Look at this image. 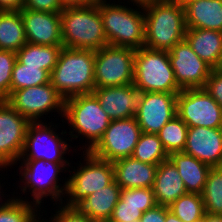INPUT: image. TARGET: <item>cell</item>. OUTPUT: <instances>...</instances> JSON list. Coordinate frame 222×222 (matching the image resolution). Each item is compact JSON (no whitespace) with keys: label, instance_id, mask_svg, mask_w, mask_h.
<instances>
[{"label":"cell","instance_id":"1","mask_svg":"<svg viewBox=\"0 0 222 222\" xmlns=\"http://www.w3.org/2000/svg\"><path fill=\"white\" fill-rule=\"evenodd\" d=\"M145 15V44L153 50L170 51L185 39V8L170 0H151L143 3Z\"/></svg>","mask_w":222,"mask_h":222},{"label":"cell","instance_id":"2","mask_svg":"<svg viewBox=\"0 0 222 222\" xmlns=\"http://www.w3.org/2000/svg\"><path fill=\"white\" fill-rule=\"evenodd\" d=\"M94 63V50L62 47L50 82L64 99L92 93L95 89Z\"/></svg>","mask_w":222,"mask_h":222},{"label":"cell","instance_id":"3","mask_svg":"<svg viewBox=\"0 0 222 222\" xmlns=\"http://www.w3.org/2000/svg\"><path fill=\"white\" fill-rule=\"evenodd\" d=\"M60 15L63 47L96 51L109 45L98 3L65 6Z\"/></svg>","mask_w":222,"mask_h":222},{"label":"cell","instance_id":"4","mask_svg":"<svg viewBox=\"0 0 222 222\" xmlns=\"http://www.w3.org/2000/svg\"><path fill=\"white\" fill-rule=\"evenodd\" d=\"M103 0L98 2L104 32L111 46L140 49L145 44L143 4L134 2L136 10ZM140 8L143 12L140 11ZM139 10V11H138Z\"/></svg>","mask_w":222,"mask_h":222},{"label":"cell","instance_id":"5","mask_svg":"<svg viewBox=\"0 0 222 222\" xmlns=\"http://www.w3.org/2000/svg\"><path fill=\"white\" fill-rule=\"evenodd\" d=\"M70 127V137H86V151H90L103 137L111 119L100 106L99 101L93 93L75 95L64 100V116ZM75 131V132H74ZM78 133L75 135L74 133ZM84 135V136H83ZM87 146V148H86Z\"/></svg>","mask_w":222,"mask_h":222},{"label":"cell","instance_id":"6","mask_svg":"<svg viewBox=\"0 0 222 222\" xmlns=\"http://www.w3.org/2000/svg\"><path fill=\"white\" fill-rule=\"evenodd\" d=\"M133 84L140 92L179 93L168 51L141 47L135 51Z\"/></svg>","mask_w":222,"mask_h":222},{"label":"cell","instance_id":"7","mask_svg":"<svg viewBox=\"0 0 222 222\" xmlns=\"http://www.w3.org/2000/svg\"><path fill=\"white\" fill-rule=\"evenodd\" d=\"M85 152V153H84ZM85 163L74 169L67 178L66 202L64 207L76 208L88 195L111 184L114 178L112 162L94 156L90 151H83ZM86 164V165H84ZM69 198V199H68Z\"/></svg>","mask_w":222,"mask_h":222},{"label":"cell","instance_id":"8","mask_svg":"<svg viewBox=\"0 0 222 222\" xmlns=\"http://www.w3.org/2000/svg\"><path fill=\"white\" fill-rule=\"evenodd\" d=\"M21 167L19 171L21 173V180L24 183L22 192L25 193L26 190H32L30 194L33 196V203L36 204L39 208L45 197H50L53 202L59 201L63 204L64 200L62 199L65 196L67 181L61 187L60 183L58 184L59 174L63 172L61 170L66 169L65 167L70 166L69 162H51L40 160H21ZM64 194V195H63Z\"/></svg>","mask_w":222,"mask_h":222},{"label":"cell","instance_id":"9","mask_svg":"<svg viewBox=\"0 0 222 222\" xmlns=\"http://www.w3.org/2000/svg\"><path fill=\"white\" fill-rule=\"evenodd\" d=\"M135 49L107 45L95 51V88L132 84Z\"/></svg>","mask_w":222,"mask_h":222},{"label":"cell","instance_id":"10","mask_svg":"<svg viewBox=\"0 0 222 222\" xmlns=\"http://www.w3.org/2000/svg\"><path fill=\"white\" fill-rule=\"evenodd\" d=\"M177 115L188 127L222 128V107L205 88L181 90Z\"/></svg>","mask_w":222,"mask_h":222},{"label":"cell","instance_id":"11","mask_svg":"<svg viewBox=\"0 0 222 222\" xmlns=\"http://www.w3.org/2000/svg\"><path fill=\"white\" fill-rule=\"evenodd\" d=\"M5 100L29 122H41V116L53 110L64 116L65 99L51 82L15 90Z\"/></svg>","mask_w":222,"mask_h":222},{"label":"cell","instance_id":"12","mask_svg":"<svg viewBox=\"0 0 222 222\" xmlns=\"http://www.w3.org/2000/svg\"><path fill=\"white\" fill-rule=\"evenodd\" d=\"M141 133V128L135 117L111 120L103 137L90 152L109 162L130 157Z\"/></svg>","mask_w":222,"mask_h":222},{"label":"cell","instance_id":"13","mask_svg":"<svg viewBox=\"0 0 222 222\" xmlns=\"http://www.w3.org/2000/svg\"><path fill=\"white\" fill-rule=\"evenodd\" d=\"M52 125L47 123L30 122L27 127L24 147L19 158L22 160H44L51 162H68L64 154L71 145L67 144L60 134L54 132ZM69 145V146H68ZM29 152V153H28ZM63 156V157H62Z\"/></svg>","mask_w":222,"mask_h":222},{"label":"cell","instance_id":"14","mask_svg":"<svg viewBox=\"0 0 222 222\" xmlns=\"http://www.w3.org/2000/svg\"><path fill=\"white\" fill-rule=\"evenodd\" d=\"M29 123L6 100H0V168L19 161Z\"/></svg>","mask_w":222,"mask_h":222},{"label":"cell","instance_id":"15","mask_svg":"<svg viewBox=\"0 0 222 222\" xmlns=\"http://www.w3.org/2000/svg\"><path fill=\"white\" fill-rule=\"evenodd\" d=\"M168 55L181 90L205 87L212 68L192 50L186 39L175 44Z\"/></svg>","mask_w":222,"mask_h":222},{"label":"cell","instance_id":"16","mask_svg":"<svg viewBox=\"0 0 222 222\" xmlns=\"http://www.w3.org/2000/svg\"><path fill=\"white\" fill-rule=\"evenodd\" d=\"M178 93L140 92L136 121L143 133L157 134L177 115Z\"/></svg>","mask_w":222,"mask_h":222},{"label":"cell","instance_id":"17","mask_svg":"<svg viewBox=\"0 0 222 222\" xmlns=\"http://www.w3.org/2000/svg\"><path fill=\"white\" fill-rule=\"evenodd\" d=\"M27 43L35 45H63L61 15L43 11L20 10Z\"/></svg>","mask_w":222,"mask_h":222},{"label":"cell","instance_id":"18","mask_svg":"<svg viewBox=\"0 0 222 222\" xmlns=\"http://www.w3.org/2000/svg\"><path fill=\"white\" fill-rule=\"evenodd\" d=\"M183 152L210 167H222V128L188 127Z\"/></svg>","mask_w":222,"mask_h":222},{"label":"cell","instance_id":"19","mask_svg":"<svg viewBox=\"0 0 222 222\" xmlns=\"http://www.w3.org/2000/svg\"><path fill=\"white\" fill-rule=\"evenodd\" d=\"M111 120L135 117L140 91L135 85L95 88L92 92Z\"/></svg>","mask_w":222,"mask_h":222},{"label":"cell","instance_id":"20","mask_svg":"<svg viewBox=\"0 0 222 222\" xmlns=\"http://www.w3.org/2000/svg\"><path fill=\"white\" fill-rule=\"evenodd\" d=\"M155 205L157 203L152 188H123L109 220L112 222L137 221L144 212Z\"/></svg>","mask_w":222,"mask_h":222},{"label":"cell","instance_id":"21","mask_svg":"<svg viewBox=\"0 0 222 222\" xmlns=\"http://www.w3.org/2000/svg\"><path fill=\"white\" fill-rule=\"evenodd\" d=\"M115 182L123 188H152L158 165L143 163L132 156L112 162Z\"/></svg>","mask_w":222,"mask_h":222},{"label":"cell","instance_id":"22","mask_svg":"<svg viewBox=\"0 0 222 222\" xmlns=\"http://www.w3.org/2000/svg\"><path fill=\"white\" fill-rule=\"evenodd\" d=\"M152 189L156 203L165 207L187 194L177 167L170 159L158 165Z\"/></svg>","mask_w":222,"mask_h":222},{"label":"cell","instance_id":"23","mask_svg":"<svg viewBox=\"0 0 222 222\" xmlns=\"http://www.w3.org/2000/svg\"><path fill=\"white\" fill-rule=\"evenodd\" d=\"M120 192L121 188L114 180L106 187L88 195L76 208L96 222L109 220L120 198Z\"/></svg>","mask_w":222,"mask_h":222},{"label":"cell","instance_id":"24","mask_svg":"<svg viewBox=\"0 0 222 222\" xmlns=\"http://www.w3.org/2000/svg\"><path fill=\"white\" fill-rule=\"evenodd\" d=\"M184 8L187 28L222 32V0H193Z\"/></svg>","mask_w":222,"mask_h":222},{"label":"cell","instance_id":"25","mask_svg":"<svg viewBox=\"0 0 222 222\" xmlns=\"http://www.w3.org/2000/svg\"><path fill=\"white\" fill-rule=\"evenodd\" d=\"M169 159L177 167L187 193L202 194L211 167L184 152L171 153Z\"/></svg>","mask_w":222,"mask_h":222},{"label":"cell","instance_id":"26","mask_svg":"<svg viewBox=\"0 0 222 222\" xmlns=\"http://www.w3.org/2000/svg\"><path fill=\"white\" fill-rule=\"evenodd\" d=\"M185 39L192 50L212 69L222 52V32L210 29L187 28Z\"/></svg>","mask_w":222,"mask_h":222},{"label":"cell","instance_id":"27","mask_svg":"<svg viewBox=\"0 0 222 222\" xmlns=\"http://www.w3.org/2000/svg\"><path fill=\"white\" fill-rule=\"evenodd\" d=\"M26 43L20 11H0V50L17 52Z\"/></svg>","mask_w":222,"mask_h":222},{"label":"cell","instance_id":"28","mask_svg":"<svg viewBox=\"0 0 222 222\" xmlns=\"http://www.w3.org/2000/svg\"><path fill=\"white\" fill-rule=\"evenodd\" d=\"M63 45H35L26 43L16 52V60L24 65L41 67L50 74L57 64Z\"/></svg>","mask_w":222,"mask_h":222},{"label":"cell","instance_id":"29","mask_svg":"<svg viewBox=\"0 0 222 222\" xmlns=\"http://www.w3.org/2000/svg\"><path fill=\"white\" fill-rule=\"evenodd\" d=\"M132 157L147 164L159 165L169 159L158 134L141 133Z\"/></svg>","mask_w":222,"mask_h":222},{"label":"cell","instance_id":"30","mask_svg":"<svg viewBox=\"0 0 222 222\" xmlns=\"http://www.w3.org/2000/svg\"><path fill=\"white\" fill-rule=\"evenodd\" d=\"M49 82L50 73L48 71L41 69V67L21 64L16 60L12 71L10 93L15 90L39 86Z\"/></svg>","mask_w":222,"mask_h":222},{"label":"cell","instance_id":"31","mask_svg":"<svg viewBox=\"0 0 222 222\" xmlns=\"http://www.w3.org/2000/svg\"><path fill=\"white\" fill-rule=\"evenodd\" d=\"M188 126L176 115L157 133L168 155L183 152L185 149Z\"/></svg>","mask_w":222,"mask_h":222},{"label":"cell","instance_id":"32","mask_svg":"<svg viewBox=\"0 0 222 222\" xmlns=\"http://www.w3.org/2000/svg\"><path fill=\"white\" fill-rule=\"evenodd\" d=\"M37 207L32 201H24L23 198L7 199L0 208V222H37V219H41L36 214Z\"/></svg>","mask_w":222,"mask_h":222},{"label":"cell","instance_id":"33","mask_svg":"<svg viewBox=\"0 0 222 222\" xmlns=\"http://www.w3.org/2000/svg\"><path fill=\"white\" fill-rule=\"evenodd\" d=\"M201 195L206 213L222 215V167L209 169Z\"/></svg>","mask_w":222,"mask_h":222},{"label":"cell","instance_id":"34","mask_svg":"<svg viewBox=\"0 0 222 222\" xmlns=\"http://www.w3.org/2000/svg\"><path fill=\"white\" fill-rule=\"evenodd\" d=\"M169 210L183 222H195L206 214L202 195L197 193L180 196L169 206Z\"/></svg>","mask_w":222,"mask_h":222},{"label":"cell","instance_id":"35","mask_svg":"<svg viewBox=\"0 0 222 222\" xmlns=\"http://www.w3.org/2000/svg\"><path fill=\"white\" fill-rule=\"evenodd\" d=\"M16 52L0 50V100H5L10 94L13 66Z\"/></svg>","mask_w":222,"mask_h":222},{"label":"cell","instance_id":"36","mask_svg":"<svg viewBox=\"0 0 222 222\" xmlns=\"http://www.w3.org/2000/svg\"><path fill=\"white\" fill-rule=\"evenodd\" d=\"M51 217L49 222H96L82 214L77 208H67L62 204L58 207L56 214Z\"/></svg>","mask_w":222,"mask_h":222},{"label":"cell","instance_id":"37","mask_svg":"<svg viewBox=\"0 0 222 222\" xmlns=\"http://www.w3.org/2000/svg\"><path fill=\"white\" fill-rule=\"evenodd\" d=\"M62 0H24V9L60 13L64 9Z\"/></svg>","mask_w":222,"mask_h":222},{"label":"cell","instance_id":"38","mask_svg":"<svg viewBox=\"0 0 222 222\" xmlns=\"http://www.w3.org/2000/svg\"><path fill=\"white\" fill-rule=\"evenodd\" d=\"M204 88L222 107V72L212 69Z\"/></svg>","mask_w":222,"mask_h":222},{"label":"cell","instance_id":"39","mask_svg":"<svg viewBox=\"0 0 222 222\" xmlns=\"http://www.w3.org/2000/svg\"><path fill=\"white\" fill-rule=\"evenodd\" d=\"M169 207L155 205L153 208L143 213L140 222H165L166 212Z\"/></svg>","mask_w":222,"mask_h":222},{"label":"cell","instance_id":"40","mask_svg":"<svg viewBox=\"0 0 222 222\" xmlns=\"http://www.w3.org/2000/svg\"><path fill=\"white\" fill-rule=\"evenodd\" d=\"M24 6V0H0V11H20Z\"/></svg>","mask_w":222,"mask_h":222},{"label":"cell","instance_id":"41","mask_svg":"<svg viewBox=\"0 0 222 222\" xmlns=\"http://www.w3.org/2000/svg\"><path fill=\"white\" fill-rule=\"evenodd\" d=\"M205 222H222V215L206 213Z\"/></svg>","mask_w":222,"mask_h":222},{"label":"cell","instance_id":"42","mask_svg":"<svg viewBox=\"0 0 222 222\" xmlns=\"http://www.w3.org/2000/svg\"><path fill=\"white\" fill-rule=\"evenodd\" d=\"M165 222H183L179 219L172 211L168 210L166 212Z\"/></svg>","mask_w":222,"mask_h":222},{"label":"cell","instance_id":"43","mask_svg":"<svg viewBox=\"0 0 222 222\" xmlns=\"http://www.w3.org/2000/svg\"><path fill=\"white\" fill-rule=\"evenodd\" d=\"M64 6H84V0H62Z\"/></svg>","mask_w":222,"mask_h":222},{"label":"cell","instance_id":"44","mask_svg":"<svg viewBox=\"0 0 222 222\" xmlns=\"http://www.w3.org/2000/svg\"><path fill=\"white\" fill-rule=\"evenodd\" d=\"M214 69L219 72H222V52L220 54L219 60H218L216 67Z\"/></svg>","mask_w":222,"mask_h":222},{"label":"cell","instance_id":"45","mask_svg":"<svg viewBox=\"0 0 222 222\" xmlns=\"http://www.w3.org/2000/svg\"><path fill=\"white\" fill-rule=\"evenodd\" d=\"M170 1H173L181 6H185L187 5L190 1H193V0H170Z\"/></svg>","mask_w":222,"mask_h":222},{"label":"cell","instance_id":"46","mask_svg":"<svg viewBox=\"0 0 222 222\" xmlns=\"http://www.w3.org/2000/svg\"><path fill=\"white\" fill-rule=\"evenodd\" d=\"M100 1H103V0H84V6L85 5H93V4H96Z\"/></svg>","mask_w":222,"mask_h":222},{"label":"cell","instance_id":"47","mask_svg":"<svg viewBox=\"0 0 222 222\" xmlns=\"http://www.w3.org/2000/svg\"><path fill=\"white\" fill-rule=\"evenodd\" d=\"M148 1H151V0H131V2H137V3H142V4ZM127 2H130V0Z\"/></svg>","mask_w":222,"mask_h":222},{"label":"cell","instance_id":"48","mask_svg":"<svg viewBox=\"0 0 222 222\" xmlns=\"http://www.w3.org/2000/svg\"><path fill=\"white\" fill-rule=\"evenodd\" d=\"M1 187H2V186L0 185V189H1ZM0 193H2V192L0 191ZM1 197H3V196L0 195V201H1L0 208H1V206L5 203V202L2 203V198H1Z\"/></svg>","mask_w":222,"mask_h":222},{"label":"cell","instance_id":"49","mask_svg":"<svg viewBox=\"0 0 222 222\" xmlns=\"http://www.w3.org/2000/svg\"><path fill=\"white\" fill-rule=\"evenodd\" d=\"M195 222H205V216H204V218H202V219H200V220H197V221H195Z\"/></svg>","mask_w":222,"mask_h":222},{"label":"cell","instance_id":"50","mask_svg":"<svg viewBox=\"0 0 222 222\" xmlns=\"http://www.w3.org/2000/svg\"><path fill=\"white\" fill-rule=\"evenodd\" d=\"M44 221V219L42 218V220L41 221H39V219H38V221L37 222H43ZM44 222H46V221H44Z\"/></svg>","mask_w":222,"mask_h":222}]
</instances>
